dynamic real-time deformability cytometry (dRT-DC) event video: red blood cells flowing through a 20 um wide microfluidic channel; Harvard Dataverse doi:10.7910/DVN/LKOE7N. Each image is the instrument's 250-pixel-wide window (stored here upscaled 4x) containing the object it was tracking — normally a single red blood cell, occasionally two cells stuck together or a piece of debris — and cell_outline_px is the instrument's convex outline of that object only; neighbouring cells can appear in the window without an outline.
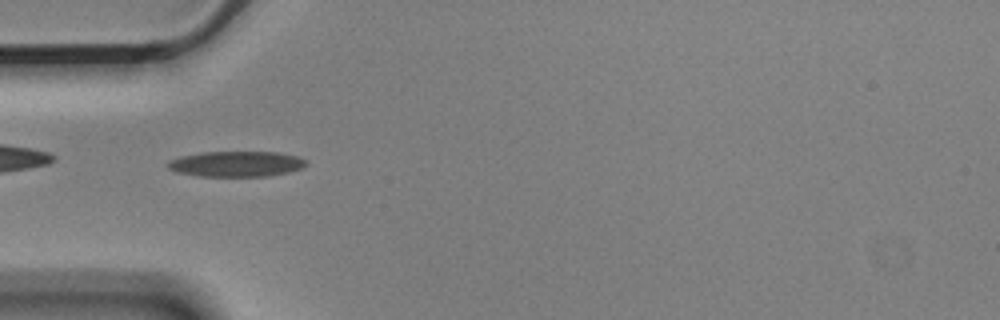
{"species": "Egyptian fruit bat (a non-hibernating species)", "species_latin": "Rousettus aegyptiacus", "temperature_condition": "cold", "stored_images_in_passage": 41, "camera_frame_rate_fps": 3000, "um_per_image_px": 0.085, "animal": {"sex": "male"}, "frame": {"image": 1, "passage_image": 2, "time_ms": 0.333, "image_size_px": [1000, 320], "cell_outline_px": [[308, 164], [304, 168], [288, 172], [268, 176], [196, 176], [176, 172], [168, 168], [164, 164], [168, 160], [180, 156], [200, 152], [276, 152], [300, 156]], "centroid_in_image_um": [20.05, 13.93], "position_along_channel_um": 64.9, "area_um2": 20.87}}
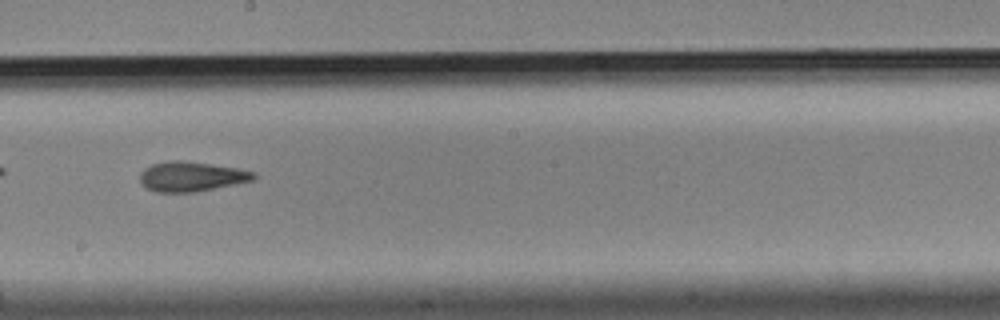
{"frame": {"image": 2, "passage_image": 16, "time_ms": 5.0, "image_size_px": [1000, 320], "cell_outline_px": [[256, 180], [196, 192], [156, 192], [140, 184], [140, 172], [144, 168], [152, 164], [168, 160], [184, 160], [236, 168], [256, 172]], "centroid_in_image_um": [16.26, 15.0], "position_along_channel_um": 231.9, "area_um2": 19.94}}
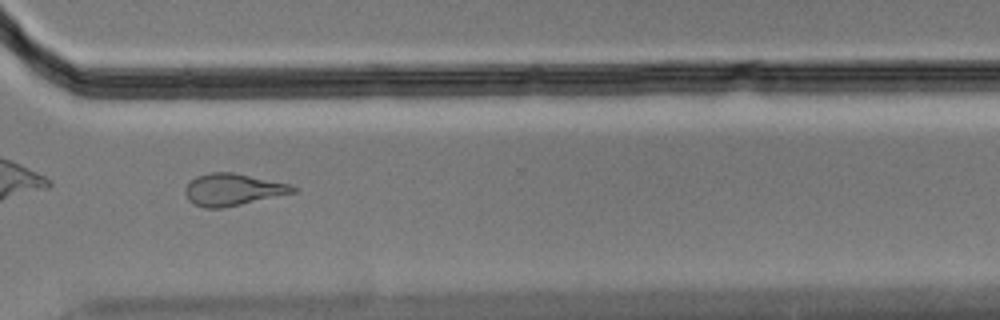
{"frame": {"image": 3, "passage_image": 26, "time_ms": 8.333, "image_size_px": [1000, 320], "cell_outline_px": [[296, 192], [240, 204], [220, 208], [204, 208], [188, 200], [184, 192], [184, 188], [196, 176], [212, 172], [232, 172], [292, 184], [296, 188]], "centroid_in_image_um": [19.78, 16.1], "position_along_channel_um": 350.8, "area_um2": 19.88}, "authors_computed_cell_mechanics": {"area_um2": 20.1144, "velocity_mm_per_s": 3.5702, "shape_relaxation_time_tau1_ms": null, "shape_relaxation_time_tau2_ms": 4.2037, "deformation_change_tau1": null, "deformation_change_tau2": 0.1392}}